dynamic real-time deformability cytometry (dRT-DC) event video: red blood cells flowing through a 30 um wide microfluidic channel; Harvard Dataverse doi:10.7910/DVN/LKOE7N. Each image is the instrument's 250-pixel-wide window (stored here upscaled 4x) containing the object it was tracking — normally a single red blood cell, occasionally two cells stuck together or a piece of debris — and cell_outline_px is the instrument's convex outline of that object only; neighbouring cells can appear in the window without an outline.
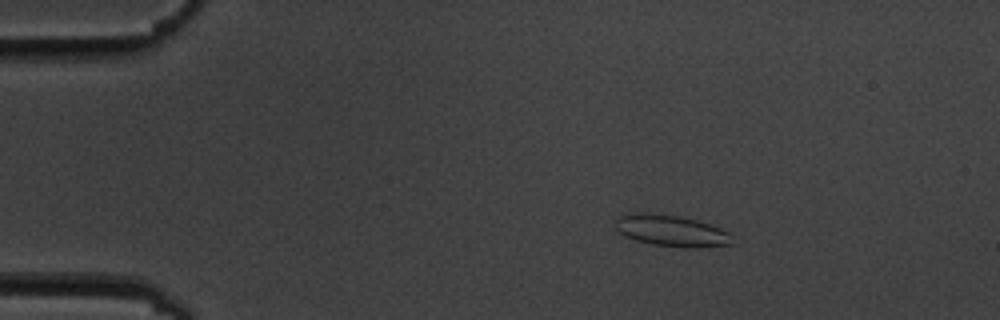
{"species": "common noctule bat (a hibernating species)", "species_latin": "Nyctalus noctula", "temperature_condition": "cold", "stored_images_in_passage": 13, "camera_frame_rate_fps": 3000, "um_per_image_px": 0.085, "animal": {"sex": "male", "body_mass_g": 19.5, "forearm_length_mm": 54.6}, "frame": {"image": 1, "passage_image": 3, "time_ms": 2.333, "image_size_px": [1000, 320], "cell_outline_px": [[732, 244], [700, 248], [684, 248], [652, 244], [636, 240], [624, 236], [612, 224], [616, 216], [632, 212], [644, 212], [680, 216], [712, 224], [728, 232]], "centroid_in_image_um": [56.99, 19.6], "position_along_channel_um": 28.0, "area_um2": 21.73}}
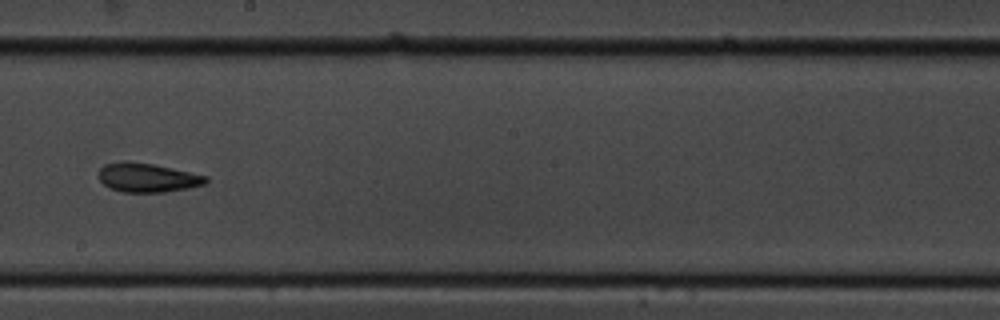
{"frame": {"image": 2, "passage_image": 9, "time_ms": 10.0, "image_size_px": [1000, 320], "cell_outline_px": [[208, 180], [204, 184], [188, 188], [164, 192], [120, 192], [108, 188], [100, 180], [100, 168], [104, 164], [152, 164], [172, 168], [208, 176]], "centroid_in_image_um": [12.58, 15.15], "position_along_channel_um": 235.6, "area_um2": 17.46}}
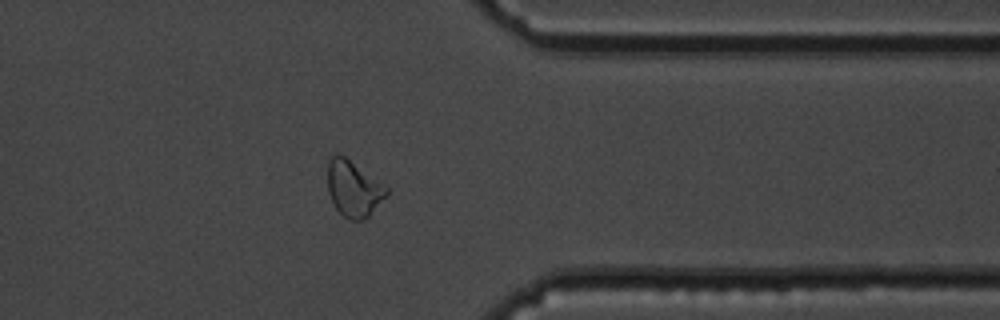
{"frame": {"image": 3, "passage_image": 13, "time_ms": 14.333, "image_size_px": [1000, 320], "cell_outline_px": [[388, 196], [364, 220], [352, 220], [344, 216], [336, 208], [328, 192], [328, 160], [336, 152], [340, 152], [388, 188]], "centroid_in_image_um": [30.05, 16.01], "position_along_channel_um": 381.4, "area_um2": 19.19}, "authors_computed_cell_mechanics": {"area_um2": 18.3226, "velocity_mm_per_s": 3.5396, "shape_relaxation_time_tau1_ms": 5.4161, "shape_relaxation_time_tau2_ms": 1.2799, "deformation_change_tau1": 0.1361, "deformation_change_tau2": 0.0697}}